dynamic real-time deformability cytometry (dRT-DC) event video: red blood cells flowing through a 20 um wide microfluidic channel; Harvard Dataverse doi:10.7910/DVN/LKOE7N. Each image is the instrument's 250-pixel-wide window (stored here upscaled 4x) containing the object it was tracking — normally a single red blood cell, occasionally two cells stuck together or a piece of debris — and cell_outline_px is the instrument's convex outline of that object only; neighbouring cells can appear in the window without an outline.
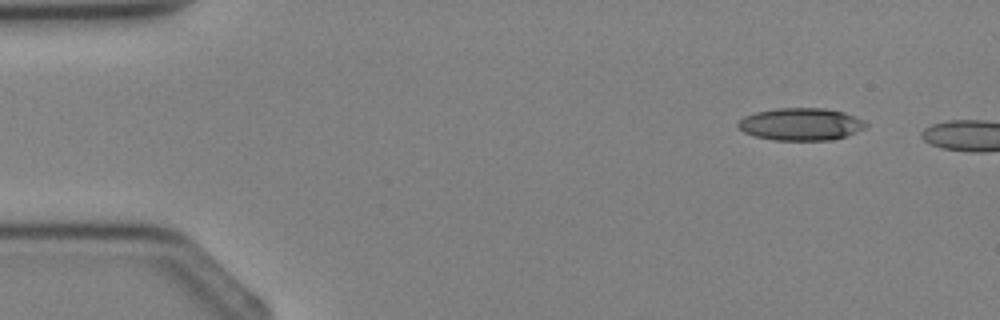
{"species": "Egyptian fruit bat (a non-hibernating species)", "species_latin": "Rousettus aegyptiacus", "temperature_condition": "cold", "stored_images_in_passage": 2, "camera_frame_rate_fps": 3000, "um_per_image_px": 0.085, "animal": {"sex": "female"}, "frame": {"image": 1, "passage_image": 1, "time_ms": 0.0, "image_size_px": [1000, 320], "cell_outline_px": [[868, 128], [832, 140], [776, 140], [756, 136], [744, 132], [736, 124], [744, 116], [756, 112], [776, 108], [824, 108], [844, 112], [864, 120], [868, 124]], "centroid_in_image_um": [68.11, 10.55], "position_along_channel_um": 16.9, "area_um2": 24.1}}